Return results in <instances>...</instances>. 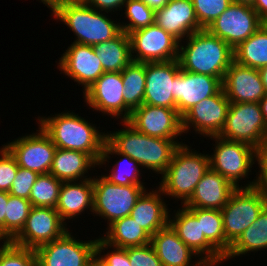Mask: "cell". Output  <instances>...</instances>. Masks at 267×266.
<instances>
[{
	"instance_id": "cell-14",
	"label": "cell",
	"mask_w": 267,
	"mask_h": 266,
	"mask_svg": "<svg viewBox=\"0 0 267 266\" xmlns=\"http://www.w3.org/2000/svg\"><path fill=\"white\" fill-rule=\"evenodd\" d=\"M230 101L221 88L215 95L194 105L182 116V131L186 134L193 128L192 133L207 139L218 136L226 121Z\"/></svg>"
},
{
	"instance_id": "cell-20",
	"label": "cell",
	"mask_w": 267,
	"mask_h": 266,
	"mask_svg": "<svg viewBox=\"0 0 267 266\" xmlns=\"http://www.w3.org/2000/svg\"><path fill=\"white\" fill-rule=\"evenodd\" d=\"M179 71L178 59L167 62H146L143 104L176 109L173 80Z\"/></svg>"
},
{
	"instance_id": "cell-28",
	"label": "cell",
	"mask_w": 267,
	"mask_h": 266,
	"mask_svg": "<svg viewBox=\"0 0 267 266\" xmlns=\"http://www.w3.org/2000/svg\"><path fill=\"white\" fill-rule=\"evenodd\" d=\"M96 167L98 163L87 153L56 148L49 173L62 182L78 181L92 179L93 176H89V172Z\"/></svg>"
},
{
	"instance_id": "cell-36",
	"label": "cell",
	"mask_w": 267,
	"mask_h": 266,
	"mask_svg": "<svg viewBox=\"0 0 267 266\" xmlns=\"http://www.w3.org/2000/svg\"><path fill=\"white\" fill-rule=\"evenodd\" d=\"M61 184L62 181L50 173L40 174L29 195L32 206L55 208Z\"/></svg>"
},
{
	"instance_id": "cell-34",
	"label": "cell",
	"mask_w": 267,
	"mask_h": 266,
	"mask_svg": "<svg viewBox=\"0 0 267 266\" xmlns=\"http://www.w3.org/2000/svg\"><path fill=\"white\" fill-rule=\"evenodd\" d=\"M197 220H201V234L206 240L225 257L231 244L226 240L223 229L221 210L204 208H187Z\"/></svg>"
},
{
	"instance_id": "cell-4",
	"label": "cell",
	"mask_w": 267,
	"mask_h": 266,
	"mask_svg": "<svg viewBox=\"0 0 267 266\" xmlns=\"http://www.w3.org/2000/svg\"><path fill=\"white\" fill-rule=\"evenodd\" d=\"M57 22H63L75 35L73 43L95 46L116 37L121 31L120 22L111 19L109 12L98 11L85 1L64 0L51 9Z\"/></svg>"
},
{
	"instance_id": "cell-13",
	"label": "cell",
	"mask_w": 267,
	"mask_h": 266,
	"mask_svg": "<svg viewBox=\"0 0 267 266\" xmlns=\"http://www.w3.org/2000/svg\"><path fill=\"white\" fill-rule=\"evenodd\" d=\"M128 35L134 62H167L178 59L179 41L155 23Z\"/></svg>"
},
{
	"instance_id": "cell-43",
	"label": "cell",
	"mask_w": 267,
	"mask_h": 266,
	"mask_svg": "<svg viewBox=\"0 0 267 266\" xmlns=\"http://www.w3.org/2000/svg\"><path fill=\"white\" fill-rule=\"evenodd\" d=\"M38 176L37 172L19 167L8 193L29 200L31 189Z\"/></svg>"
},
{
	"instance_id": "cell-9",
	"label": "cell",
	"mask_w": 267,
	"mask_h": 266,
	"mask_svg": "<svg viewBox=\"0 0 267 266\" xmlns=\"http://www.w3.org/2000/svg\"><path fill=\"white\" fill-rule=\"evenodd\" d=\"M267 199L255 188H237L221 209L226 240L232 245L258 218Z\"/></svg>"
},
{
	"instance_id": "cell-3",
	"label": "cell",
	"mask_w": 267,
	"mask_h": 266,
	"mask_svg": "<svg viewBox=\"0 0 267 266\" xmlns=\"http://www.w3.org/2000/svg\"><path fill=\"white\" fill-rule=\"evenodd\" d=\"M184 40L179 42L180 69L217 77L222 82L234 61V49L207 29L196 31Z\"/></svg>"
},
{
	"instance_id": "cell-54",
	"label": "cell",
	"mask_w": 267,
	"mask_h": 266,
	"mask_svg": "<svg viewBox=\"0 0 267 266\" xmlns=\"http://www.w3.org/2000/svg\"><path fill=\"white\" fill-rule=\"evenodd\" d=\"M90 266H103L96 259L90 264Z\"/></svg>"
},
{
	"instance_id": "cell-53",
	"label": "cell",
	"mask_w": 267,
	"mask_h": 266,
	"mask_svg": "<svg viewBox=\"0 0 267 266\" xmlns=\"http://www.w3.org/2000/svg\"><path fill=\"white\" fill-rule=\"evenodd\" d=\"M232 1L236 3L251 5V6L254 3V0H232Z\"/></svg>"
},
{
	"instance_id": "cell-29",
	"label": "cell",
	"mask_w": 267,
	"mask_h": 266,
	"mask_svg": "<svg viewBox=\"0 0 267 266\" xmlns=\"http://www.w3.org/2000/svg\"><path fill=\"white\" fill-rule=\"evenodd\" d=\"M115 155V158L117 156L118 159H116L114 164L112 165V169L109 167V174L106 169V162L109 164L110 159L112 161L111 156ZM119 156V157H118ZM105 165V170L107 171L106 174L103 176L109 180L113 184L117 185H145L146 182H143L141 176H143L142 172L146 173L143 169H140L141 166L139 163L132 158H130L128 155L123 154L121 152H118L107 140L103 148V152L101 155V159L98 162V168L100 169V166L102 167ZM142 170V171H141ZM142 174V175H141ZM142 180V181H141Z\"/></svg>"
},
{
	"instance_id": "cell-37",
	"label": "cell",
	"mask_w": 267,
	"mask_h": 266,
	"mask_svg": "<svg viewBox=\"0 0 267 266\" xmlns=\"http://www.w3.org/2000/svg\"><path fill=\"white\" fill-rule=\"evenodd\" d=\"M32 204L28 199L15 197L8 193L5 213V241H11L23 228Z\"/></svg>"
},
{
	"instance_id": "cell-40",
	"label": "cell",
	"mask_w": 267,
	"mask_h": 266,
	"mask_svg": "<svg viewBox=\"0 0 267 266\" xmlns=\"http://www.w3.org/2000/svg\"><path fill=\"white\" fill-rule=\"evenodd\" d=\"M232 2V0H192L199 25L207 29Z\"/></svg>"
},
{
	"instance_id": "cell-27",
	"label": "cell",
	"mask_w": 267,
	"mask_h": 266,
	"mask_svg": "<svg viewBox=\"0 0 267 266\" xmlns=\"http://www.w3.org/2000/svg\"><path fill=\"white\" fill-rule=\"evenodd\" d=\"M146 189L136 201L131 210L130 217L150 236L169 223L168 204L164 199L162 190L156 186L155 189Z\"/></svg>"
},
{
	"instance_id": "cell-12",
	"label": "cell",
	"mask_w": 267,
	"mask_h": 266,
	"mask_svg": "<svg viewBox=\"0 0 267 266\" xmlns=\"http://www.w3.org/2000/svg\"><path fill=\"white\" fill-rule=\"evenodd\" d=\"M263 24L251 5L232 2L207 30L235 49Z\"/></svg>"
},
{
	"instance_id": "cell-44",
	"label": "cell",
	"mask_w": 267,
	"mask_h": 266,
	"mask_svg": "<svg viewBox=\"0 0 267 266\" xmlns=\"http://www.w3.org/2000/svg\"><path fill=\"white\" fill-rule=\"evenodd\" d=\"M131 266H163L151 244L127 248Z\"/></svg>"
},
{
	"instance_id": "cell-41",
	"label": "cell",
	"mask_w": 267,
	"mask_h": 266,
	"mask_svg": "<svg viewBox=\"0 0 267 266\" xmlns=\"http://www.w3.org/2000/svg\"><path fill=\"white\" fill-rule=\"evenodd\" d=\"M96 260L103 266H131L127 248L110 245L100 235L96 241Z\"/></svg>"
},
{
	"instance_id": "cell-55",
	"label": "cell",
	"mask_w": 267,
	"mask_h": 266,
	"mask_svg": "<svg viewBox=\"0 0 267 266\" xmlns=\"http://www.w3.org/2000/svg\"><path fill=\"white\" fill-rule=\"evenodd\" d=\"M5 242V240L0 236V246L2 245V243Z\"/></svg>"
},
{
	"instance_id": "cell-25",
	"label": "cell",
	"mask_w": 267,
	"mask_h": 266,
	"mask_svg": "<svg viewBox=\"0 0 267 266\" xmlns=\"http://www.w3.org/2000/svg\"><path fill=\"white\" fill-rule=\"evenodd\" d=\"M236 189L224 176L210 168L196 185L193 195L184 206L221 210Z\"/></svg>"
},
{
	"instance_id": "cell-33",
	"label": "cell",
	"mask_w": 267,
	"mask_h": 266,
	"mask_svg": "<svg viewBox=\"0 0 267 266\" xmlns=\"http://www.w3.org/2000/svg\"><path fill=\"white\" fill-rule=\"evenodd\" d=\"M145 69L146 63L132 61L122 72V82L124 85L123 99L125 102V121L131 112L143 104L145 92Z\"/></svg>"
},
{
	"instance_id": "cell-31",
	"label": "cell",
	"mask_w": 267,
	"mask_h": 266,
	"mask_svg": "<svg viewBox=\"0 0 267 266\" xmlns=\"http://www.w3.org/2000/svg\"><path fill=\"white\" fill-rule=\"evenodd\" d=\"M105 231L101 238L116 247L126 249L150 244L151 236L130 216L114 221Z\"/></svg>"
},
{
	"instance_id": "cell-16",
	"label": "cell",
	"mask_w": 267,
	"mask_h": 266,
	"mask_svg": "<svg viewBox=\"0 0 267 266\" xmlns=\"http://www.w3.org/2000/svg\"><path fill=\"white\" fill-rule=\"evenodd\" d=\"M56 63L60 74L82 86V93L104 73L100 59L94 53V46L90 45L71 42Z\"/></svg>"
},
{
	"instance_id": "cell-24",
	"label": "cell",
	"mask_w": 267,
	"mask_h": 266,
	"mask_svg": "<svg viewBox=\"0 0 267 266\" xmlns=\"http://www.w3.org/2000/svg\"><path fill=\"white\" fill-rule=\"evenodd\" d=\"M150 244L163 266H209L180 240L169 223L151 236Z\"/></svg>"
},
{
	"instance_id": "cell-56",
	"label": "cell",
	"mask_w": 267,
	"mask_h": 266,
	"mask_svg": "<svg viewBox=\"0 0 267 266\" xmlns=\"http://www.w3.org/2000/svg\"><path fill=\"white\" fill-rule=\"evenodd\" d=\"M264 25L267 27V19L264 21Z\"/></svg>"
},
{
	"instance_id": "cell-10",
	"label": "cell",
	"mask_w": 267,
	"mask_h": 266,
	"mask_svg": "<svg viewBox=\"0 0 267 266\" xmlns=\"http://www.w3.org/2000/svg\"><path fill=\"white\" fill-rule=\"evenodd\" d=\"M70 231L35 250L36 266H90L96 259L97 237L80 241Z\"/></svg>"
},
{
	"instance_id": "cell-49",
	"label": "cell",
	"mask_w": 267,
	"mask_h": 266,
	"mask_svg": "<svg viewBox=\"0 0 267 266\" xmlns=\"http://www.w3.org/2000/svg\"><path fill=\"white\" fill-rule=\"evenodd\" d=\"M141 1H143L149 8H151L154 11L162 9L169 2V0H141Z\"/></svg>"
},
{
	"instance_id": "cell-11",
	"label": "cell",
	"mask_w": 267,
	"mask_h": 266,
	"mask_svg": "<svg viewBox=\"0 0 267 266\" xmlns=\"http://www.w3.org/2000/svg\"><path fill=\"white\" fill-rule=\"evenodd\" d=\"M38 130L26 133L3 145L14 156L17 165L40 174L50 172L56 146L50 136L38 125Z\"/></svg>"
},
{
	"instance_id": "cell-7",
	"label": "cell",
	"mask_w": 267,
	"mask_h": 266,
	"mask_svg": "<svg viewBox=\"0 0 267 266\" xmlns=\"http://www.w3.org/2000/svg\"><path fill=\"white\" fill-rule=\"evenodd\" d=\"M92 182L93 216L107 220V227L116 220L130 216L136 201L148 189L145 185L113 184L102 174L94 175Z\"/></svg>"
},
{
	"instance_id": "cell-51",
	"label": "cell",
	"mask_w": 267,
	"mask_h": 266,
	"mask_svg": "<svg viewBox=\"0 0 267 266\" xmlns=\"http://www.w3.org/2000/svg\"><path fill=\"white\" fill-rule=\"evenodd\" d=\"M261 112L267 126V94L259 101Z\"/></svg>"
},
{
	"instance_id": "cell-1",
	"label": "cell",
	"mask_w": 267,
	"mask_h": 266,
	"mask_svg": "<svg viewBox=\"0 0 267 266\" xmlns=\"http://www.w3.org/2000/svg\"><path fill=\"white\" fill-rule=\"evenodd\" d=\"M36 119L56 148L82 151L97 163L101 159L107 133L99 130L100 126L69 110L47 117L38 115Z\"/></svg>"
},
{
	"instance_id": "cell-32",
	"label": "cell",
	"mask_w": 267,
	"mask_h": 266,
	"mask_svg": "<svg viewBox=\"0 0 267 266\" xmlns=\"http://www.w3.org/2000/svg\"><path fill=\"white\" fill-rule=\"evenodd\" d=\"M261 249L267 251V206L259 214L256 221L231 245L230 250L224 257V262L239 256H247L251 252L257 253L262 251Z\"/></svg>"
},
{
	"instance_id": "cell-39",
	"label": "cell",
	"mask_w": 267,
	"mask_h": 266,
	"mask_svg": "<svg viewBox=\"0 0 267 266\" xmlns=\"http://www.w3.org/2000/svg\"><path fill=\"white\" fill-rule=\"evenodd\" d=\"M0 266H36V252L5 241L0 246Z\"/></svg>"
},
{
	"instance_id": "cell-48",
	"label": "cell",
	"mask_w": 267,
	"mask_h": 266,
	"mask_svg": "<svg viewBox=\"0 0 267 266\" xmlns=\"http://www.w3.org/2000/svg\"><path fill=\"white\" fill-rule=\"evenodd\" d=\"M252 7L263 21L267 19V0H254Z\"/></svg>"
},
{
	"instance_id": "cell-2",
	"label": "cell",
	"mask_w": 267,
	"mask_h": 266,
	"mask_svg": "<svg viewBox=\"0 0 267 266\" xmlns=\"http://www.w3.org/2000/svg\"><path fill=\"white\" fill-rule=\"evenodd\" d=\"M123 126L118 131H107V141L118 151L137 161L142 169L155 174H163L174 152L183 143L179 139L152 137L137 131L127 121H120Z\"/></svg>"
},
{
	"instance_id": "cell-23",
	"label": "cell",
	"mask_w": 267,
	"mask_h": 266,
	"mask_svg": "<svg viewBox=\"0 0 267 266\" xmlns=\"http://www.w3.org/2000/svg\"><path fill=\"white\" fill-rule=\"evenodd\" d=\"M154 23L179 42L203 29L196 18L192 0H169L165 7L155 11Z\"/></svg>"
},
{
	"instance_id": "cell-42",
	"label": "cell",
	"mask_w": 267,
	"mask_h": 266,
	"mask_svg": "<svg viewBox=\"0 0 267 266\" xmlns=\"http://www.w3.org/2000/svg\"><path fill=\"white\" fill-rule=\"evenodd\" d=\"M18 168L14 156L2 145L0 148V191L9 192Z\"/></svg>"
},
{
	"instance_id": "cell-5",
	"label": "cell",
	"mask_w": 267,
	"mask_h": 266,
	"mask_svg": "<svg viewBox=\"0 0 267 266\" xmlns=\"http://www.w3.org/2000/svg\"><path fill=\"white\" fill-rule=\"evenodd\" d=\"M185 143L184 139V144L176 149L172 161L157 185L166 200L167 197H171L172 200L174 198L176 201H181V205L191 198L196 185L210 169L209 154L204 151L201 153Z\"/></svg>"
},
{
	"instance_id": "cell-22",
	"label": "cell",
	"mask_w": 267,
	"mask_h": 266,
	"mask_svg": "<svg viewBox=\"0 0 267 266\" xmlns=\"http://www.w3.org/2000/svg\"><path fill=\"white\" fill-rule=\"evenodd\" d=\"M222 89L230 103H259L266 95L258 69L233 61L222 81Z\"/></svg>"
},
{
	"instance_id": "cell-45",
	"label": "cell",
	"mask_w": 267,
	"mask_h": 266,
	"mask_svg": "<svg viewBox=\"0 0 267 266\" xmlns=\"http://www.w3.org/2000/svg\"><path fill=\"white\" fill-rule=\"evenodd\" d=\"M256 164L258 165L254 187L267 199V145L260 150H257Z\"/></svg>"
},
{
	"instance_id": "cell-26",
	"label": "cell",
	"mask_w": 267,
	"mask_h": 266,
	"mask_svg": "<svg viewBox=\"0 0 267 266\" xmlns=\"http://www.w3.org/2000/svg\"><path fill=\"white\" fill-rule=\"evenodd\" d=\"M55 209L66 225L71 219L73 223V220L75 221L85 211L89 210L93 214L92 179L62 182Z\"/></svg>"
},
{
	"instance_id": "cell-15",
	"label": "cell",
	"mask_w": 267,
	"mask_h": 266,
	"mask_svg": "<svg viewBox=\"0 0 267 266\" xmlns=\"http://www.w3.org/2000/svg\"><path fill=\"white\" fill-rule=\"evenodd\" d=\"M55 208L32 206L22 230L11 240L14 244L36 250L60 238L69 228Z\"/></svg>"
},
{
	"instance_id": "cell-6",
	"label": "cell",
	"mask_w": 267,
	"mask_h": 266,
	"mask_svg": "<svg viewBox=\"0 0 267 266\" xmlns=\"http://www.w3.org/2000/svg\"><path fill=\"white\" fill-rule=\"evenodd\" d=\"M207 138L215 141L214 147L211 148L213 152L211 155L209 153L210 168L224 176L236 188L254 187L256 179L250 181L249 175H252V167L256 166L257 149L249 144L226 140L220 136ZM243 179L246 182L242 181Z\"/></svg>"
},
{
	"instance_id": "cell-50",
	"label": "cell",
	"mask_w": 267,
	"mask_h": 266,
	"mask_svg": "<svg viewBox=\"0 0 267 266\" xmlns=\"http://www.w3.org/2000/svg\"><path fill=\"white\" fill-rule=\"evenodd\" d=\"M258 72L267 94V65L259 68Z\"/></svg>"
},
{
	"instance_id": "cell-38",
	"label": "cell",
	"mask_w": 267,
	"mask_h": 266,
	"mask_svg": "<svg viewBox=\"0 0 267 266\" xmlns=\"http://www.w3.org/2000/svg\"><path fill=\"white\" fill-rule=\"evenodd\" d=\"M125 7V8H124ZM122 10L127 21L120 22L121 29L129 34L133 31L145 28L154 24L155 11L149 8L141 0H126Z\"/></svg>"
},
{
	"instance_id": "cell-47",
	"label": "cell",
	"mask_w": 267,
	"mask_h": 266,
	"mask_svg": "<svg viewBox=\"0 0 267 266\" xmlns=\"http://www.w3.org/2000/svg\"><path fill=\"white\" fill-rule=\"evenodd\" d=\"M8 204V192L0 191V236L5 240V213Z\"/></svg>"
},
{
	"instance_id": "cell-17",
	"label": "cell",
	"mask_w": 267,
	"mask_h": 266,
	"mask_svg": "<svg viewBox=\"0 0 267 266\" xmlns=\"http://www.w3.org/2000/svg\"><path fill=\"white\" fill-rule=\"evenodd\" d=\"M127 122L142 134L163 139H181L182 117L177 109L142 104Z\"/></svg>"
},
{
	"instance_id": "cell-19",
	"label": "cell",
	"mask_w": 267,
	"mask_h": 266,
	"mask_svg": "<svg viewBox=\"0 0 267 266\" xmlns=\"http://www.w3.org/2000/svg\"><path fill=\"white\" fill-rule=\"evenodd\" d=\"M169 212V224L176 231L180 240L190 247L209 266H219L224 263V257L201 234V220L184 206ZM223 262V263H222Z\"/></svg>"
},
{
	"instance_id": "cell-35",
	"label": "cell",
	"mask_w": 267,
	"mask_h": 266,
	"mask_svg": "<svg viewBox=\"0 0 267 266\" xmlns=\"http://www.w3.org/2000/svg\"><path fill=\"white\" fill-rule=\"evenodd\" d=\"M234 61L254 69L267 65V27L264 24L234 49Z\"/></svg>"
},
{
	"instance_id": "cell-46",
	"label": "cell",
	"mask_w": 267,
	"mask_h": 266,
	"mask_svg": "<svg viewBox=\"0 0 267 266\" xmlns=\"http://www.w3.org/2000/svg\"><path fill=\"white\" fill-rule=\"evenodd\" d=\"M85 2L98 11L115 14L116 11H122L126 0H85Z\"/></svg>"
},
{
	"instance_id": "cell-18",
	"label": "cell",
	"mask_w": 267,
	"mask_h": 266,
	"mask_svg": "<svg viewBox=\"0 0 267 266\" xmlns=\"http://www.w3.org/2000/svg\"><path fill=\"white\" fill-rule=\"evenodd\" d=\"M124 85L121 72H104L83 93L84 103L93 112H101L104 116L125 121Z\"/></svg>"
},
{
	"instance_id": "cell-8",
	"label": "cell",
	"mask_w": 267,
	"mask_h": 266,
	"mask_svg": "<svg viewBox=\"0 0 267 266\" xmlns=\"http://www.w3.org/2000/svg\"><path fill=\"white\" fill-rule=\"evenodd\" d=\"M243 142L257 150L267 145V126L259 103H230L225 125L218 135Z\"/></svg>"
},
{
	"instance_id": "cell-52",
	"label": "cell",
	"mask_w": 267,
	"mask_h": 266,
	"mask_svg": "<svg viewBox=\"0 0 267 266\" xmlns=\"http://www.w3.org/2000/svg\"><path fill=\"white\" fill-rule=\"evenodd\" d=\"M62 1L64 0H39L40 3L42 2L45 6L47 5L49 9H52L57 3Z\"/></svg>"
},
{
	"instance_id": "cell-30",
	"label": "cell",
	"mask_w": 267,
	"mask_h": 266,
	"mask_svg": "<svg viewBox=\"0 0 267 266\" xmlns=\"http://www.w3.org/2000/svg\"><path fill=\"white\" fill-rule=\"evenodd\" d=\"M94 53L100 59L104 72H122L133 61L130 38L124 31L110 40L96 44Z\"/></svg>"
},
{
	"instance_id": "cell-21",
	"label": "cell",
	"mask_w": 267,
	"mask_h": 266,
	"mask_svg": "<svg viewBox=\"0 0 267 266\" xmlns=\"http://www.w3.org/2000/svg\"><path fill=\"white\" fill-rule=\"evenodd\" d=\"M173 83L176 109L181 117L194 105L215 95L222 88V82L217 77L182 69Z\"/></svg>"
}]
</instances>
